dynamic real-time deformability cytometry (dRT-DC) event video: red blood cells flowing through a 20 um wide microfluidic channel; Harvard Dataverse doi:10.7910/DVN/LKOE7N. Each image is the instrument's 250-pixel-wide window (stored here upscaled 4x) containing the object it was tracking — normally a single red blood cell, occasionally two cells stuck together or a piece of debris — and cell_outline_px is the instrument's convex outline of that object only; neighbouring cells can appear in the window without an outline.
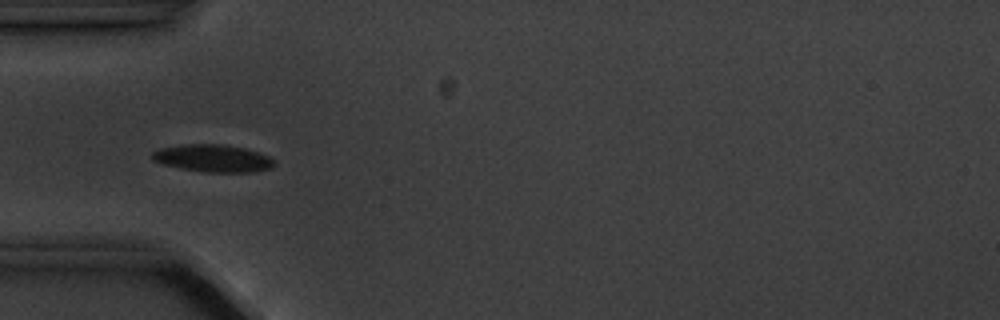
{"species": "common noctule bat (a hibernating species)", "species_latin": "Nyctalus noctula", "temperature_condition": "cold", "stored_images_in_passage": 7, "camera_frame_rate_fps": 3000, "um_per_image_px": 0.085, "animal": {"sex": "male", "body_mass_g": 20.1, "forearm_length_mm": 53.5}, "frame": {"image": 1, "passage_image": 5, "time_ms": 5.667, "image_size_px": [1000, 320], "cell_outline_px": [[272, 168], [252, 172], [204, 172], [180, 168], [160, 164], [152, 160], [152, 152], [160, 148], [180, 144], [224, 144], [244, 148], [268, 156], [272, 160]], "centroid_in_image_um": [18.02, 13.45], "position_along_channel_um": 67.0, "area_um2": 19.48}}
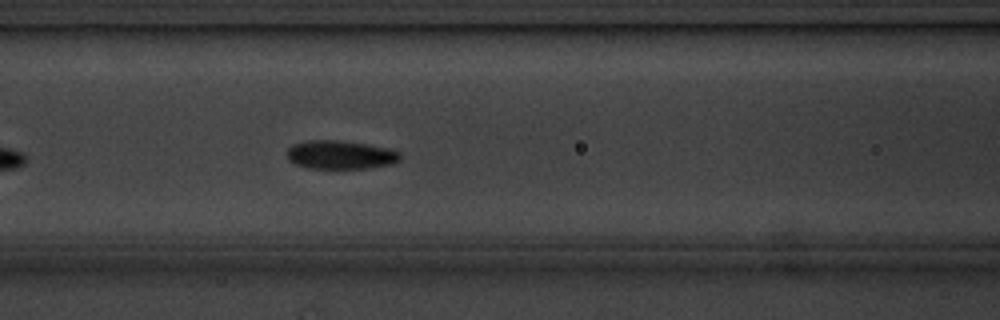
{"frame": {"image": 2, "passage_image": 7, "time_ms": 7.667, "image_size_px": [1000, 320], "cell_outline_px": [[400, 160], [392, 164], [368, 168], [308, 168], [296, 164], [288, 160], [284, 152], [292, 144], [308, 140], [340, 140], [368, 144], [388, 148], [400, 152]], "centroid_in_image_um": [28.9, 13.15], "position_along_channel_um": 137.7, "area_um2": 19.07}}